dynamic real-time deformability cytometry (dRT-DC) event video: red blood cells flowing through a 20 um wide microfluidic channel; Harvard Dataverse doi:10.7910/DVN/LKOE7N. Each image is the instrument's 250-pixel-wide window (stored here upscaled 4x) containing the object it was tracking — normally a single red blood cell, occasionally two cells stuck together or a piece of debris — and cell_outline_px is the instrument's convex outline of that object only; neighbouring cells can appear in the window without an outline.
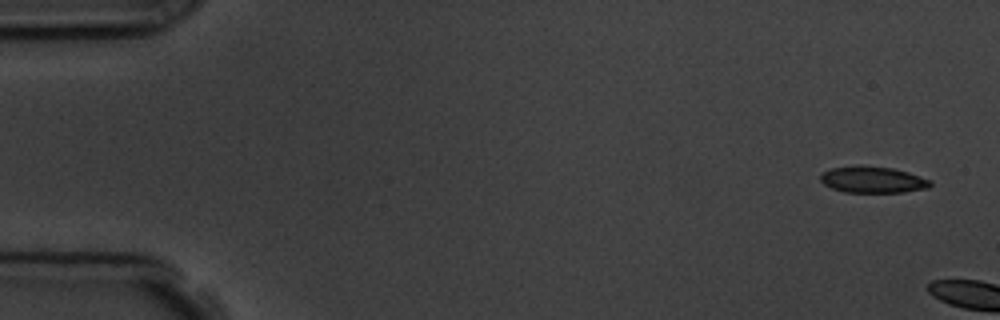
{"species": "common noctule bat (a hibernating species)", "species_latin": "Nyctalus noctula", "temperature_condition": "room temperature", "stored_images_in_passage": 2, "camera_frame_rate_fps": 3000, "um_per_image_px": 0.085, "animal": {"sex": "male", "body_mass_g": 19.5, "forearm_length_mm": 54.6}, "frame": {"image": 1, "passage_image": 1, "time_ms": 0.0, "image_size_px": [1000, 320], "cell_outline_px": [[932, 184], [928, 188], [904, 192], [844, 192], [832, 188], [824, 184], [820, 180], [820, 176], [824, 172], [832, 168], [860, 164], [892, 168], [908, 172], [932, 180]], "centroid_in_image_um": [74.2, 15.26], "position_along_channel_um": 10.8, "area_um2": 17.05}}